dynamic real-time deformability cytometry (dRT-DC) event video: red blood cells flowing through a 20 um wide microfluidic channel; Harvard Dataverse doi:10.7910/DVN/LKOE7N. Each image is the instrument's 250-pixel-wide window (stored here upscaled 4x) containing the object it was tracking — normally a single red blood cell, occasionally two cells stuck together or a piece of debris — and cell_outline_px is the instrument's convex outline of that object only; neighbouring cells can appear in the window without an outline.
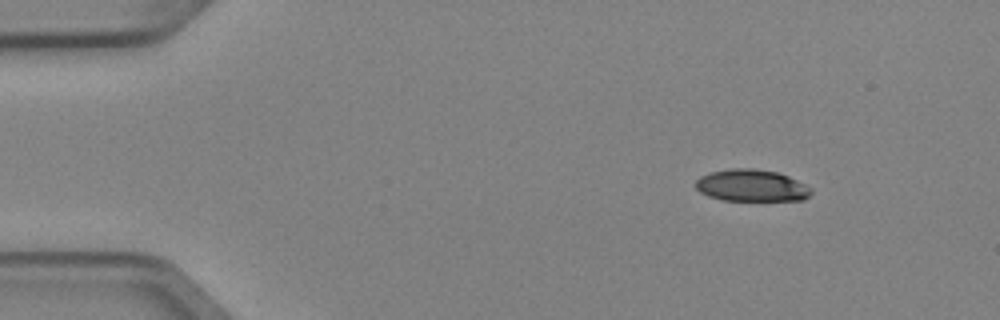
{"species": "Egyptian fruit bat (a non-hibernating species)", "species_latin": "Rousettus aegyptiacus", "temperature_condition": "cold", "stored_images_in_passage": 3, "camera_frame_rate_fps": 3000, "um_per_image_px": 0.085, "animal": {"sex": "female"}, "frame": {"image": 1, "passage_image": 1, "time_ms": 0.0, "image_size_px": [1000, 320], "cell_outline_px": [[812, 192], [804, 200], [720, 200], [708, 196], [700, 192], [696, 188], [696, 180], [700, 176], [708, 172], [728, 168], [752, 168], [776, 172], [788, 176], [812, 188]], "centroid_in_image_um": [63.84, 15.76], "position_along_channel_um": 21.2, "area_um2": 21.56}}